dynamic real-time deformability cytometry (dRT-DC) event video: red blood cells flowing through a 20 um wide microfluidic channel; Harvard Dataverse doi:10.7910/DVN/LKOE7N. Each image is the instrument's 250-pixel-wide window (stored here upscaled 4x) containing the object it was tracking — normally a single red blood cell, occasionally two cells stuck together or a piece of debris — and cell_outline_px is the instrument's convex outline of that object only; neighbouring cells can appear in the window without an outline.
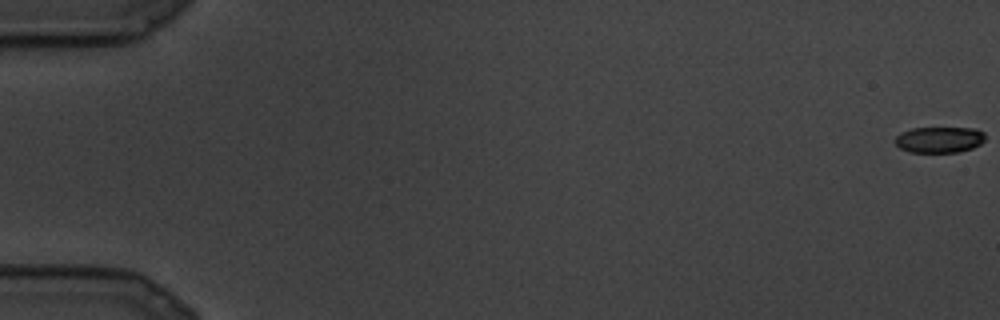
{"species": "common noctule bat (a hibernating species)", "species_latin": "Nyctalus noctula", "temperature_condition": "cold", "stored_images_in_passage": 6, "camera_frame_rate_fps": 3000, "um_per_image_px": 0.085, "animal": {"sex": "male", "body_mass_g": 19.5, "forearm_length_mm": 54.6}, "frame": {"image": 1, "passage_image": 1, "time_ms": 0.0, "image_size_px": [1000, 320], "cell_outline_px": [[984, 140], [980, 144], [972, 148], [960, 152], [908, 152], [900, 148], [892, 140], [900, 132], [912, 128], [976, 128], [984, 132]], "centroid_in_image_um": [79.81, 11.87], "position_along_channel_um": 5.2, "area_um2": 13.81}}